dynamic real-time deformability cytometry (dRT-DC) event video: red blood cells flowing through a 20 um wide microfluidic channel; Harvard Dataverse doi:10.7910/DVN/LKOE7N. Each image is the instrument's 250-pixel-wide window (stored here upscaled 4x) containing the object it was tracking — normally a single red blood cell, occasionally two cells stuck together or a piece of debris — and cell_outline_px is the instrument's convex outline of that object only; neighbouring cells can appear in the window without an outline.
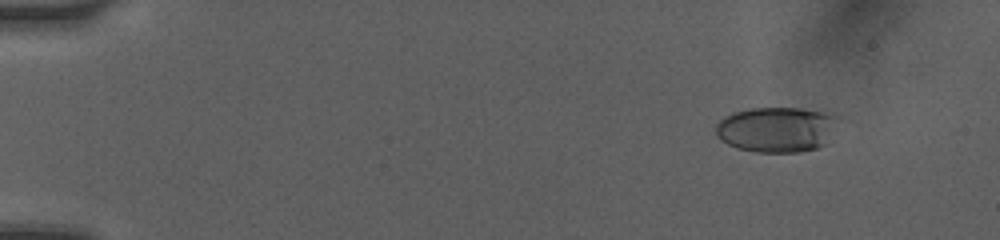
{"species": "human", "species_latin": "Homo sapiens", "temperature_condition": "room temperature", "stored_images_in_passage": 53, "camera_frame_rate_fps": 3000, "um_per_image_px": 0.085, "donor": {"sex": "female"}, "frame": {"image": 1, "passage_image": 6, "time_ms": 1.667, "image_size_px": [1000, 240], "cell_outline_px": [[852, 120], [824, 144], [816, 148], [800, 152], [756, 152], [736, 148], [720, 140], [716, 136], [716, 124], [724, 116], [748, 108], [800, 108], [836, 112]], "centroid_in_image_um": [66.26, 10.97], "position_along_channel_um": 18.7, "area_um2": 34.16}}
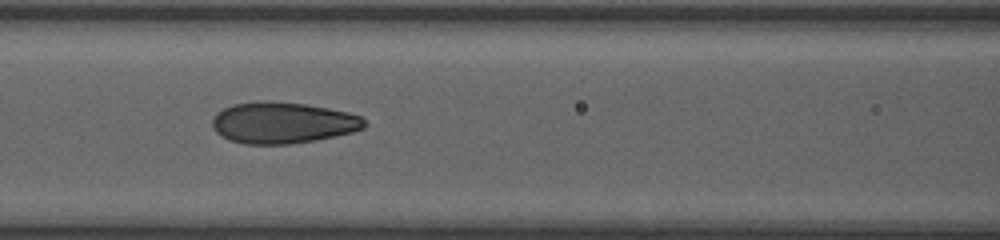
{"frame": {"image": 2, "passage_image": 26, "time_ms": 7.667, "image_size_px": [1000, 240], "cell_outline_px": [[368, 124], [364, 128], [352, 132], [336, 136], [316, 140], [292, 144], [244, 144], [220, 136], [212, 128], [212, 120], [216, 112], [232, 104], [256, 100], [268, 100], [304, 104], [328, 108], [348, 112], [360, 116]], "centroid_in_image_um": [24.01, 10.43], "position_along_channel_um": 142.6, "area_um2": 36.99}}
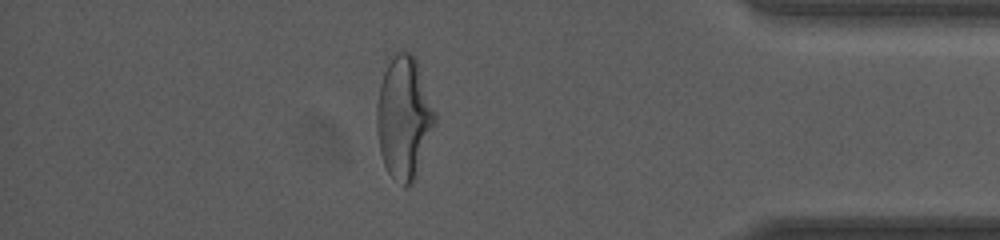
{"frame": {"image": 3, "passage_image": 47, "time_ms": 14.667, "image_size_px": [1000, 240], "cell_outline_px": [[436, 124], [416, 180], [412, 184], [404, 188], [388, 172], [384, 164], [380, 152], [376, 128], [376, 104], [380, 84], [384, 72], [392, 52], [404, 48], [416, 60], [436, 116]], "centroid_in_image_um": [34.32, 10.03], "position_along_channel_um": 400.9, "area_um2": 41.96}, "authors_computed_cell_mechanics": {"area_um2": 36.0094, "velocity_mm_per_s": 4.1183, "shape_relaxation_time_tau1_ms": 6.8873, "shape_relaxation_time_tau2_ms": 0.6932, "deformation_change_tau1": 0.2246, "deformation_change_tau2": 0.0646}}